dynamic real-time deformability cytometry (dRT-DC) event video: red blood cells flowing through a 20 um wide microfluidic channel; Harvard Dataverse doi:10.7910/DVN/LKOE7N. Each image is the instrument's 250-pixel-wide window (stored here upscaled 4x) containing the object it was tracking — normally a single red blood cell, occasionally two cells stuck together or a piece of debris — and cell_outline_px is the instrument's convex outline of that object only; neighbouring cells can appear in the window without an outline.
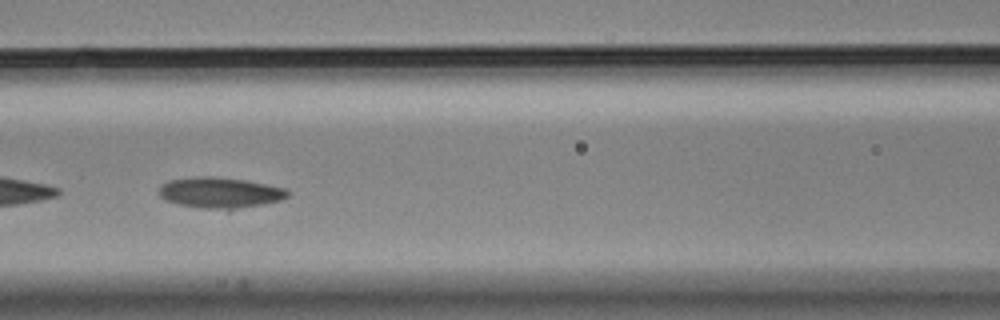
{"species": "Egyptian fruit bat (a non-hibernating species)", "species_latin": "Rousettus aegyptiacus", "temperature_condition": "cold", "stored_images_in_passage": 53, "camera_frame_rate_fps": 3000, "um_per_image_px": 0.085, "animal": {"sex": "male"}, "frame": {"image": 1, "passage_image": 24, "time_ms": 7.667, "image_size_px": [1000, 320], "cell_outline_px": [[288, 196], [280, 200], [264, 204], [228, 212], [200, 208], [180, 204], [164, 200], [160, 196], [160, 184], [168, 180], [196, 176], [216, 176], [244, 180], [288, 188]], "centroid_in_image_um": [18.71, 16.4], "position_along_channel_um": 147.9, "area_um2": 23.76}}
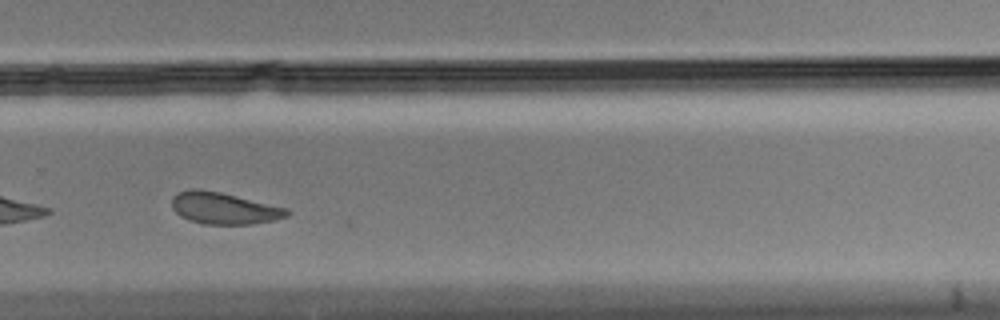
{"frame": {"image": 2, "passage_image": 38, "time_ms": 12.333, "image_size_px": [1000, 320], "cell_outline_px": [[292, 212], [288, 216], [272, 220], [252, 224], [204, 224], [188, 220], [180, 216], [172, 208], [172, 196], [180, 192], [192, 188], [196, 188], [220, 192], [288, 208]], "centroid_in_image_um": [19.03, 17.7], "position_along_channel_um": 310.8, "area_um2": 21.27}}